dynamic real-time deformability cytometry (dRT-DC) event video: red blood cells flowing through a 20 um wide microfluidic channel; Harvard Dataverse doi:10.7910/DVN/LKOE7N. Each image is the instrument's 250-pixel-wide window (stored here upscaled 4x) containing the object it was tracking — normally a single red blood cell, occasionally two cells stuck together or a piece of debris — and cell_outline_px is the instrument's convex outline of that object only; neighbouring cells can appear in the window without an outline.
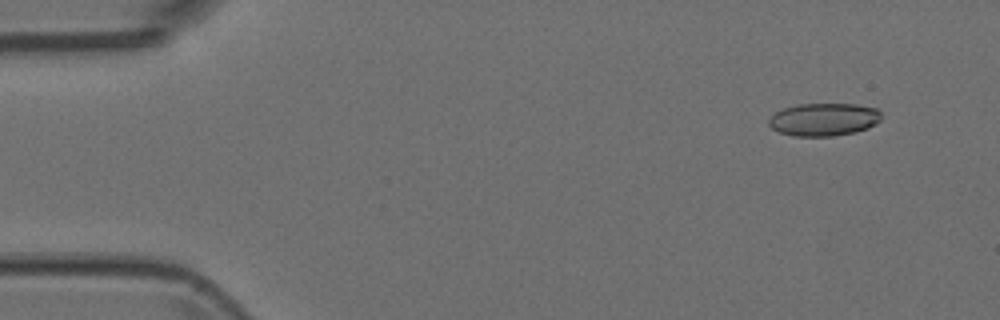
{"species": "Egyptian fruit bat (a non-hibernating species)", "species_latin": "Rousettus aegyptiacus", "temperature_condition": "room temperature", "stored_images_in_passage": 2, "camera_frame_rate_fps": 3000, "um_per_image_px": 0.085, "animal": {"sex": "female"}, "frame": {"image": 1, "passage_image": 1, "time_ms": 0.0, "image_size_px": [1000, 320], "cell_outline_px": [[880, 120], [876, 124], [868, 128], [852, 132], [832, 136], [792, 136], [780, 132], [772, 128], [768, 124], [768, 120], [776, 112], [784, 108], [796, 104], [856, 104], [876, 108], [880, 112]], "centroid_in_image_um": [70.01, 10.15], "position_along_channel_um": 15.0, "area_um2": 21.44}}